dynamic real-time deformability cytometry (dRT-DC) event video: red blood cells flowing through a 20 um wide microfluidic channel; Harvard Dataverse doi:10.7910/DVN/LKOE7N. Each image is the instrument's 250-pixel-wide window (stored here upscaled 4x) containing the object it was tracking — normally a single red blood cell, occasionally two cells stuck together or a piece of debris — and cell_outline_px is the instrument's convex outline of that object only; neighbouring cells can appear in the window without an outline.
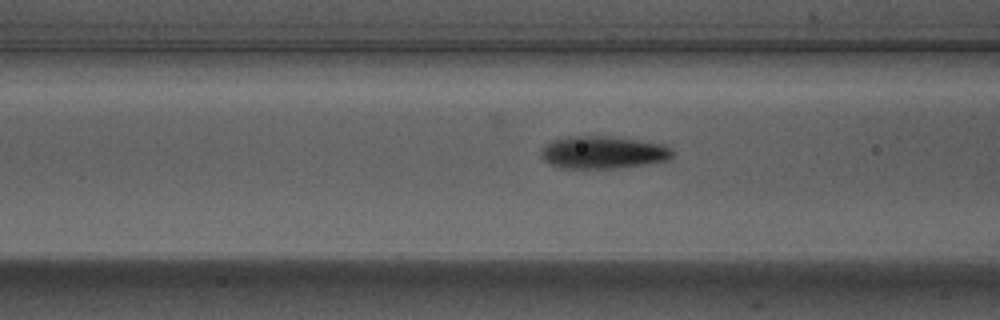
{"species": "Egyptian fruit bat (a non-hibernating species)", "species_latin": "Rousettus aegyptiacus", "temperature_condition": "warm", "stored_images_in_passage": 15, "camera_frame_rate_fps": 3000, "um_per_image_px": 0.085, "animal": {"sex": "male"}, "frame": {"image": 1, "passage_image": 13, "time_ms": 4.0, "image_size_px": [1000, 320], "cell_outline_px": [[672, 156], [668, 160], [644, 164], [616, 168], [560, 168], [544, 160], [540, 156], [540, 148], [544, 144], [552, 140], [564, 136], [608, 136], [636, 140], [660, 144], [668, 148], [672, 152]], "centroid_in_image_um": [51.15, 12.95], "position_along_channel_um": 115.4, "area_um2": 24.8}}